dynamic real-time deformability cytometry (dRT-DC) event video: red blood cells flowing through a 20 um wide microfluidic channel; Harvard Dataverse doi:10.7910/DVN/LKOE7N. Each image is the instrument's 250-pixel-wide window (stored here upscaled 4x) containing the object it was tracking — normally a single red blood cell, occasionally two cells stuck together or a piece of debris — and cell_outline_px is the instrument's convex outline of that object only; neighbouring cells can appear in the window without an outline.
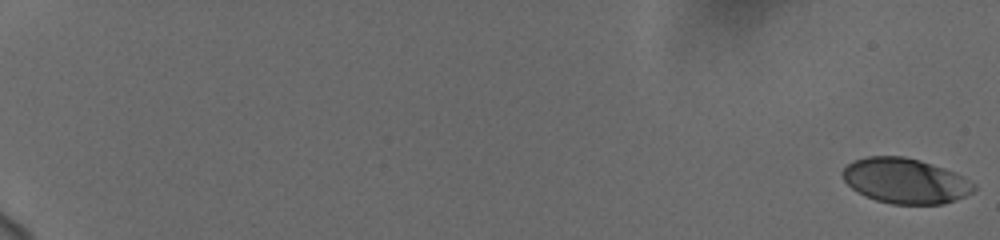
{"species": "human", "species_latin": "Homo sapiens", "temperature_condition": "cold", "stored_images_in_passage": 60, "camera_frame_rate_fps": 3000, "um_per_image_px": 0.085, "donor": {"sex": "female"}, "frame": {"image": 1, "passage_image": 1, "time_ms": 0.0, "image_size_px": [1000, 240], "cell_outline_px": [[976, 188], [972, 192], [956, 200], [944, 204], [892, 204], [876, 200], [864, 196], [852, 188], [844, 180], [840, 172], [852, 160], [868, 156], [904, 156], [920, 160], [944, 168], [976, 184]], "centroid_in_image_um": [76.92, 15.37], "position_along_channel_um": 8.1, "area_um2": 34.56}}
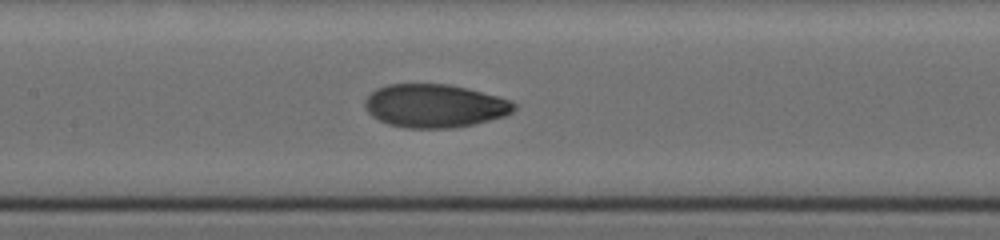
{"frame": {"image": 2, "passage_image": 33, "time_ms": 10.667, "image_size_px": [1000, 240], "cell_outline_px": [[516, 108], [512, 112], [504, 116], [472, 124], [452, 128], [404, 128], [388, 124], [372, 116], [364, 108], [364, 100], [376, 88], [388, 84], [448, 84], [468, 88], [512, 100], [516, 104]], "centroid_in_image_um": [36.94, 8.99], "position_along_channel_um": 170.5, "area_um2": 37.74}}
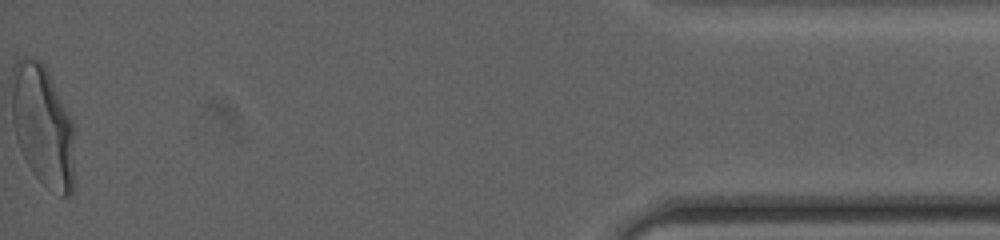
{"frame": {"image": 3, "passage_image": 60, "time_ms": 19.667, "image_size_px": [1000, 240], "cell_outline_px": [[72, 192], [68, 196], [64, 196], [44, 184], [32, 172], [20, 148], [16, 136], [12, 120], [12, 68], [16, 60], [24, 56], [40, 60], [44, 64], [72, 120]], "centroid_in_image_um": [3.59, 10.61], "position_along_channel_um": 431.6, "area_um2": 43.52}, "authors_computed_cell_mechanics": {"area_um2": 37.1943, "velocity_mm_per_s": 3.6955, "shape_relaxation_time_tau1_ms": 5.4998, "shape_relaxation_time_tau2_ms": 0.9525, "deformation_change_tau1": 0.1982, "deformation_change_tau2": 0.0472}}